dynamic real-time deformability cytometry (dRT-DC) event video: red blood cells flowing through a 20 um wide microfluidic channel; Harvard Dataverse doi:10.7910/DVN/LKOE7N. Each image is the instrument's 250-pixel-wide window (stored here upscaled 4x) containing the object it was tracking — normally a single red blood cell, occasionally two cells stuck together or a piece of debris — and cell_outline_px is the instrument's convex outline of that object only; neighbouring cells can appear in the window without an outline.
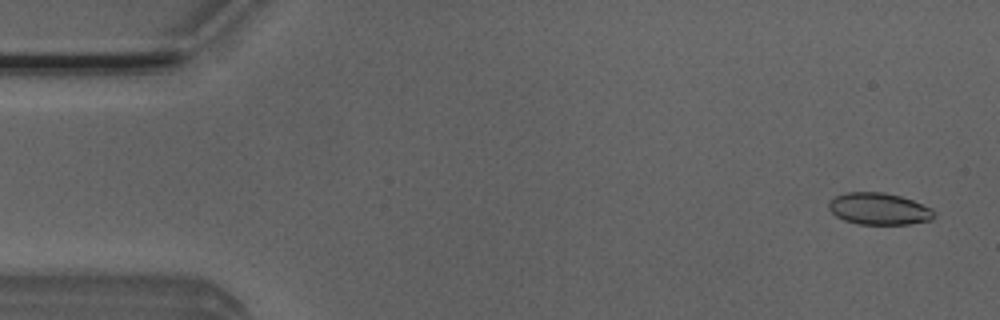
{"species": "Egyptian fruit bat (a non-hibernating species)", "species_latin": "Rousettus aegyptiacus", "temperature_condition": "room temperature", "stored_images_in_passage": 47, "camera_frame_rate_fps": 3000, "um_per_image_px": 0.085, "animal": {"sex": "male"}, "frame": {"image": 1, "passage_image": 3, "time_ms": 0.667, "image_size_px": [1000, 320], "cell_outline_px": [[936, 216], [932, 220], [908, 224], [860, 224], [844, 220], [836, 216], [828, 208], [828, 200], [836, 196], [848, 192], [884, 192], [900, 196], [912, 200], [932, 208]], "centroid_in_image_um": [74.72, 17.75], "position_along_channel_um": 10.3, "area_um2": 19.59}}
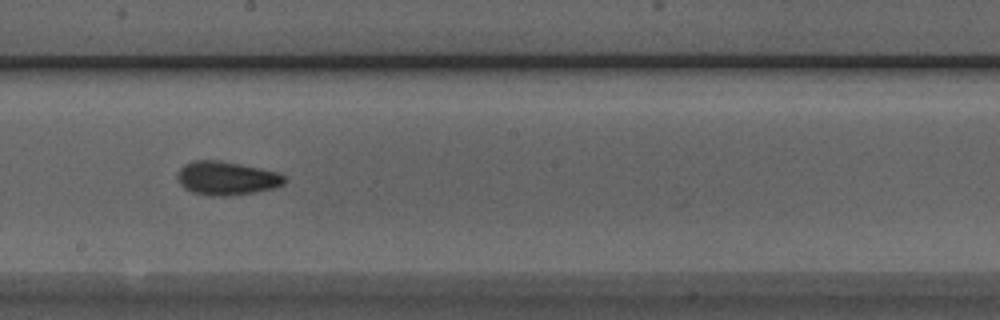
{"frame": {"image": 2, "passage_image": 29, "time_ms": 9.333, "image_size_px": [1000, 320], "cell_outline_px": [[284, 184], [272, 188], [252, 192], [228, 196], [208, 196], [192, 192], [184, 188], [180, 184], [176, 176], [180, 168], [184, 164], [192, 160], [220, 160], [240, 164], [276, 172], [284, 176]], "centroid_in_image_um": [19.18, 15.14], "position_along_channel_um": 229.0, "area_um2": 20.87}}
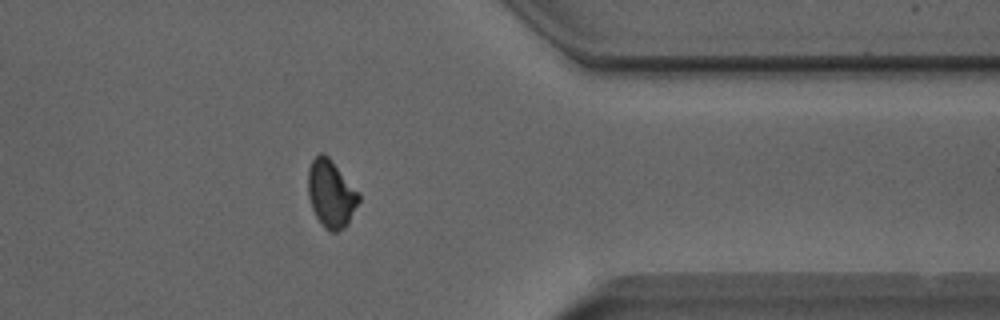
{"frame": {"image": 3, "passage_image": 42, "time_ms": 13.667, "image_size_px": [1000, 320], "cell_outline_px": [[360, 200], [348, 224], [344, 228], [336, 232], [332, 232], [324, 228], [320, 224], [312, 208], [308, 196], [308, 168], [312, 160], [320, 152], [324, 152], [332, 160], [360, 192]], "centroid_in_image_um": [28.15, 16.46], "position_along_channel_um": 383.3, "area_um2": 20.29}, "authors_computed_cell_mechanics": {"area_um2": 20.1722, "velocity_mm_per_s": 3.92, "shape_relaxation_time_tau1_ms": 4.8448, "shape_relaxation_time_tau2_ms": 2.5842, "deformation_change_tau1": 0.1242, "deformation_change_tau2": 0.0871}}